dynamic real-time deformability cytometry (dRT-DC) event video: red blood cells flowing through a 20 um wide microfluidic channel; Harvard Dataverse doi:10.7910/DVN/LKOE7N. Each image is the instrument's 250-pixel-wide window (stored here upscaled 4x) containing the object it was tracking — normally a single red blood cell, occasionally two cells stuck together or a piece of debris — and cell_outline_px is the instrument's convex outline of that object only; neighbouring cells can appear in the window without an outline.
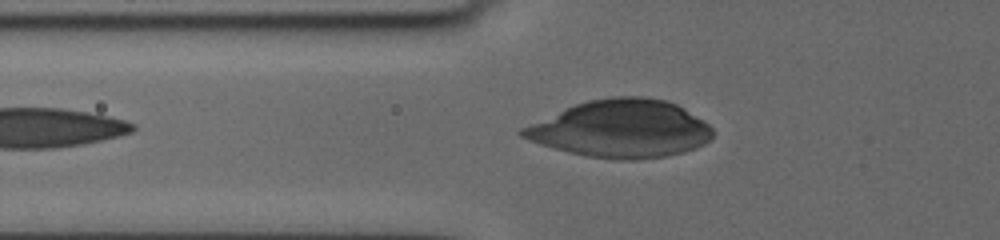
{"species": "human", "species_latin": "Homo sapiens", "temperature_condition": "cold", "stored_images_in_passage": 17, "camera_frame_rate_fps": 3000, "um_per_image_px": 0.085, "donor": {"sex": "female"}, "frame": {"image": 1, "passage_image": 17, "time_ms": 8.0, "image_size_px": [1000, 240], "cell_outline_px": [[712, 136], [704, 144], [696, 148], [684, 152], [664, 156], [632, 160], [620, 160], [588, 156], [568, 152], [552, 148], [528, 140], [520, 136], [516, 132], [520, 128], [576, 104], [588, 100], [612, 96], [640, 96], [664, 100], [676, 104], [708, 124], [712, 128]], "centroid_in_image_um": [52.75, 10.95], "position_along_channel_um": 73.1, "area_um2": 63.35}}